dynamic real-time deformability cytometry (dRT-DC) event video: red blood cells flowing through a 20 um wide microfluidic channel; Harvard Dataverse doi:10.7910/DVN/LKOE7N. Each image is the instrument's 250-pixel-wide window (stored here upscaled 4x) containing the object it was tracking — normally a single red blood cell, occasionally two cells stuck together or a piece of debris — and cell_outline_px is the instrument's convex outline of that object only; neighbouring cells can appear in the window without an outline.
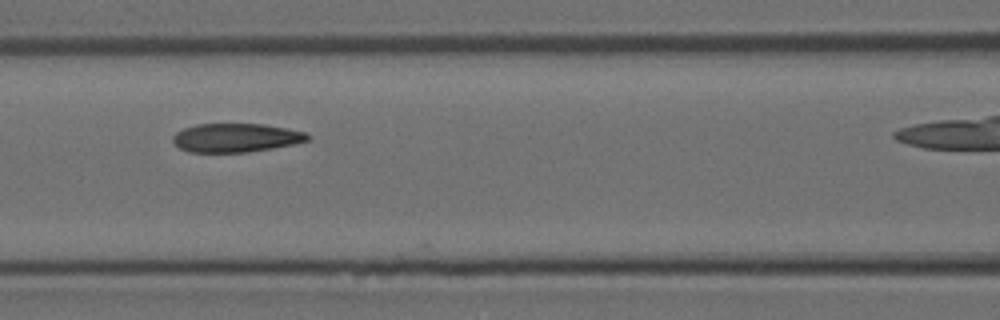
{"species": "Egyptian fruit bat (a non-hibernating species)", "species_latin": "Rousettus aegyptiacus", "temperature_condition": "room temperature", "stored_images_in_passage": 5, "camera_frame_rate_fps": 3000, "um_per_image_px": 0.085, "animal": {"sex": "female"}, "frame": {"image": 1, "passage_image": 3, "time_ms": 0.667, "image_size_px": [1000, 320], "cell_outline_px": [[308, 140], [292, 144], [272, 148], [248, 152], [188, 152], [180, 148], [172, 140], [172, 136], [176, 132], [184, 128], [196, 124], [264, 124], [288, 128], [308, 132]], "centroid_in_image_um": [20.04, 11.7], "position_along_channel_um": 146.6, "area_um2": 22.54}}
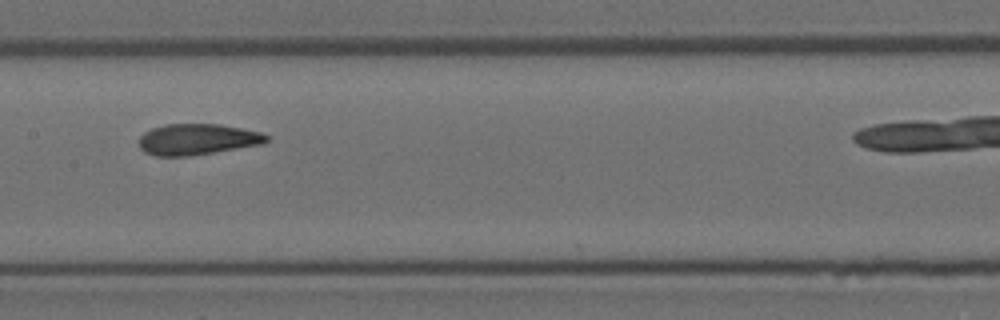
{"frame": {"image": 2, "passage_image": 4, "time_ms": 1.0, "image_size_px": [1000, 320], "cell_outline_px": [[268, 140], [264, 144], [188, 156], [156, 156], [144, 152], [140, 148], [140, 136], [144, 132], [152, 128], [164, 124], [220, 124], [260, 132], [268, 136]], "centroid_in_image_um": [16.76, 11.84], "position_along_channel_um": 190.6, "area_um2": 23.0}}